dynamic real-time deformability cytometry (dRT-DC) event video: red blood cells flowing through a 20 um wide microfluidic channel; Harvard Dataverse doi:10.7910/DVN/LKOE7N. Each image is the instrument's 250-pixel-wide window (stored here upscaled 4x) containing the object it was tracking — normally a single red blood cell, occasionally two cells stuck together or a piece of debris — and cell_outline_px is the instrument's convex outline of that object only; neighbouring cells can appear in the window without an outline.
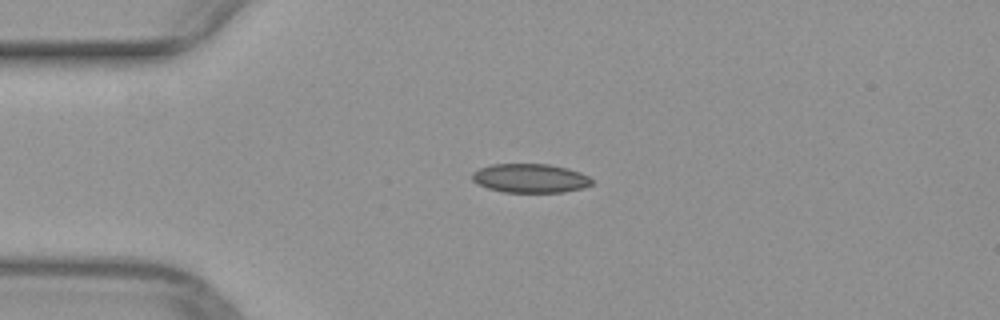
{"species": "common noctule bat (a hibernating species)", "species_latin": "Nyctalus noctula", "temperature_condition": "warm", "stored_images_in_passage": 39, "camera_frame_rate_fps": 3000, "um_per_image_px": 0.085, "animal": {"sex": "female", "body_mass_g": 29.2, "forearm_length_mm": 56.3}, "frame": {"image": 1, "passage_image": 1, "time_ms": 0.0, "image_size_px": [1000, 320], "cell_outline_px": [[592, 184], [580, 188], [564, 192], [504, 192], [488, 188], [476, 184], [472, 180], [472, 172], [480, 168], [492, 164], [548, 164], [568, 168], [580, 172], [588, 176], [592, 180]], "centroid_in_image_um": [45.04, 15.14], "position_along_channel_um": 40.0, "area_um2": 20.17}}
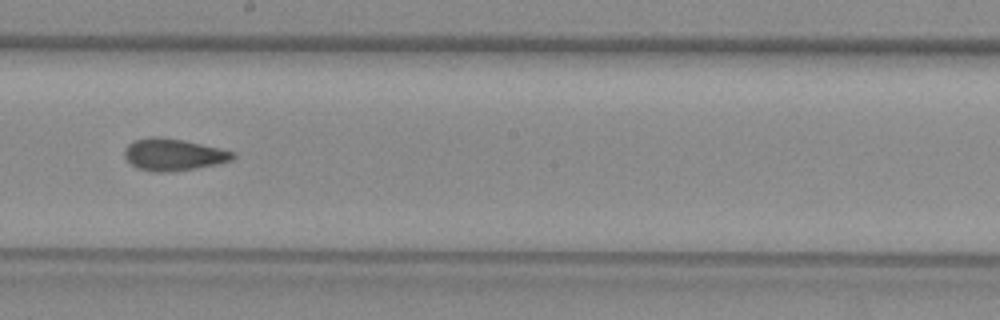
{"frame": {"image": 2, "passage_image": 17, "time_ms": 5.333, "image_size_px": [1000, 320], "cell_outline_px": [[236, 156], [232, 160], [216, 164], [168, 172], [152, 172], [140, 168], [132, 164], [124, 156], [124, 148], [128, 144], [136, 140], [152, 136], [160, 136], [184, 140], [236, 152]], "centroid_in_image_um": [14.74, 13.13], "position_along_channel_um": 233.5, "area_um2": 20.0}}
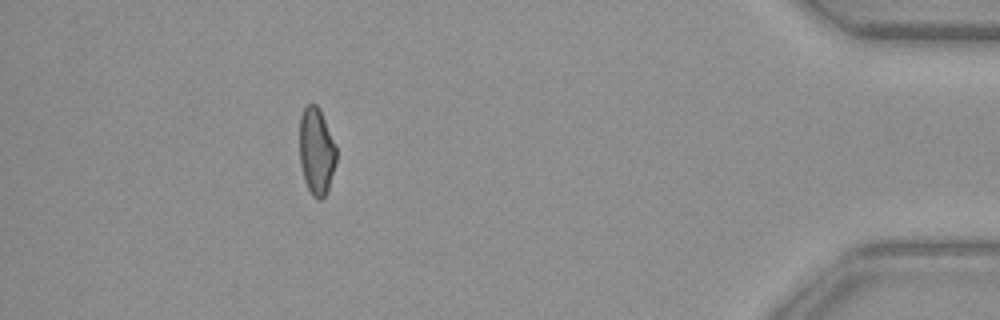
{"frame": {"image": 3, "passage_image": 34, "time_ms": 11.0, "image_size_px": [1000, 320], "cell_outline_px": [[336, 164], [328, 188], [324, 196], [320, 200], [316, 200], [312, 196], [304, 180], [300, 164], [300, 116], [304, 108], [308, 104], [316, 104], [320, 108], [336, 148]], "centroid_in_image_um": [26.89, 12.86], "position_along_channel_um": 408.3, "area_um2": 18.61}}